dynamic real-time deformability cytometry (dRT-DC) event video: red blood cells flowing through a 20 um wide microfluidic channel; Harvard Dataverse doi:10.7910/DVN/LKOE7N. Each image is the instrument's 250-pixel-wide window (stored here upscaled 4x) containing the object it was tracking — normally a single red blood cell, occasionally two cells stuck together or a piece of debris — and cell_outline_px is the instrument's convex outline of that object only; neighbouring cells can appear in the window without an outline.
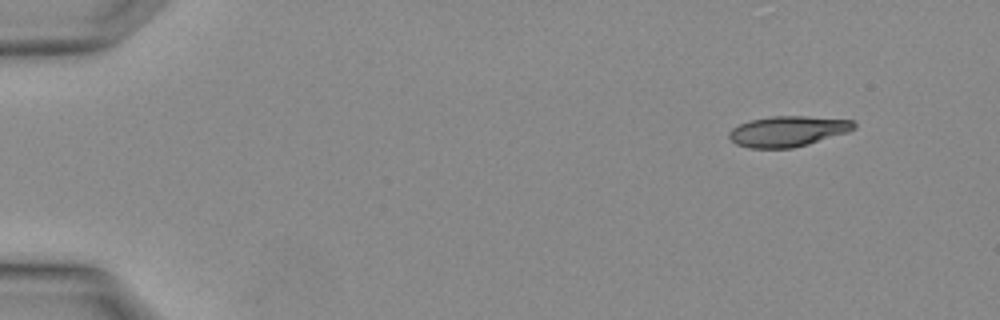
{"species": "Egyptian fruit bat (a non-hibernating species)", "species_latin": "Rousettus aegyptiacus", "temperature_condition": "warm", "stored_images_in_passage": 3, "camera_frame_rate_fps": 3000, "um_per_image_px": 0.085, "animal": {"sex": "female"}, "frame": {"image": 1, "passage_image": 1, "time_ms": 0.0, "image_size_px": [1000, 320], "cell_outline_px": [[856, 128], [848, 132], [808, 144], [792, 148], [748, 148], [736, 144], [728, 136], [728, 132], [732, 128], [748, 120], [772, 116], [804, 116], [852, 120], [856, 124]], "centroid_in_image_um": [66.95, 11.16], "position_along_channel_um": 18.1, "area_um2": 22.25}}